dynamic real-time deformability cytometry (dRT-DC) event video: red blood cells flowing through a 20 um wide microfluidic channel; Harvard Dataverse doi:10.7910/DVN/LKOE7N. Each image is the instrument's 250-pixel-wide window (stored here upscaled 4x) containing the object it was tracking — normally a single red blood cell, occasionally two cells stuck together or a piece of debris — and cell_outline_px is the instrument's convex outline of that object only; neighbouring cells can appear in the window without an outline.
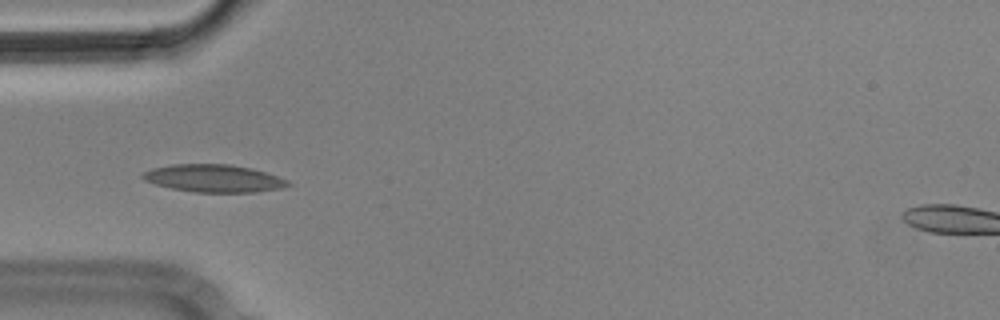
{"species": "Egyptian fruit bat (a non-hibernating species)", "species_latin": "Rousettus aegyptiacus", "temperature_condition": "cold", "stored_images_in_passage": 5, "camera_frame_rate_fps": 3000, "um_per_image_px": 0.085, "animal": {"sex": "male"}, "frame": {"image": 1, "passage_image": 4, "time_ms": 1.0, "image_size_px": [1000, 320], "cell_outline_px": [[292, 184], [284, 188], [256, 192], [196, 192], [172, 188], [156, 184], [144, 180], [140, 176], [144, 172], [152, 168], [172, 164], [232, 164], [252, 168], [288, 180]], "centroid_in_image_um": [18.19, 15.15], "position_along_channel_um": 66.8, "area_um2": 23.35}}